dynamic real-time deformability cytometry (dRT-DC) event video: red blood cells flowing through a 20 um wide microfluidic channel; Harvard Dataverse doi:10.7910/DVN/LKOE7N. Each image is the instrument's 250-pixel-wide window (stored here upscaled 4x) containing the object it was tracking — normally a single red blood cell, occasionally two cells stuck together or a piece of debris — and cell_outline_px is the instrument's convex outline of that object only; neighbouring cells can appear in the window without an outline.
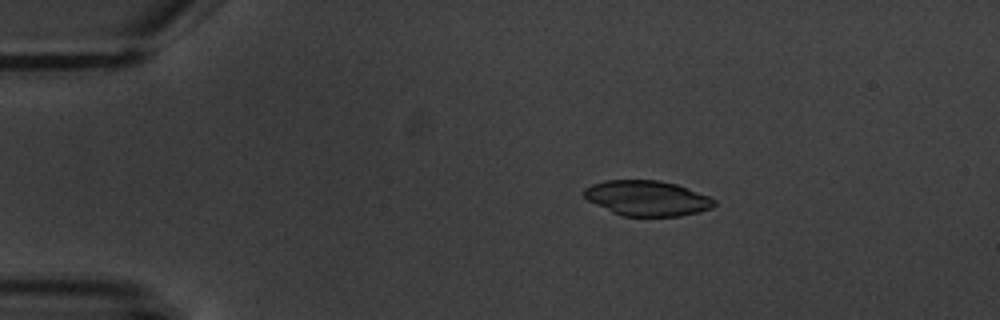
{"species": "common noctule bat (a hibernating species)", "species_latin": "Nyctalus noctula", "temperature_condition": "warm", "stored_images_in_passage": 4, "camera_frame_rate_fps": 3000, "um_per_image_px": 0.085, "animal": {"sex": "male", "body_mass_g": 20.1, "forearm_length_mm": 53.5}, "frame": {"image": 1, "passage_image": 2, "time_ms": 1.0, "image_size_px": [1000, 320], "cell_outline_px": [[716, 204], [712, 208], [700, 212], [680, 216], [620, 216], [588, 200], [584, 196], [584, 188], [592, 184], [604, 180], [656, 180], [676, 184], [708, 196], [716, 200]], "centroid_in_image_um": [55.01, 16.85], "position_along_channel_um": 30.0, "area_um2": 26.7}}
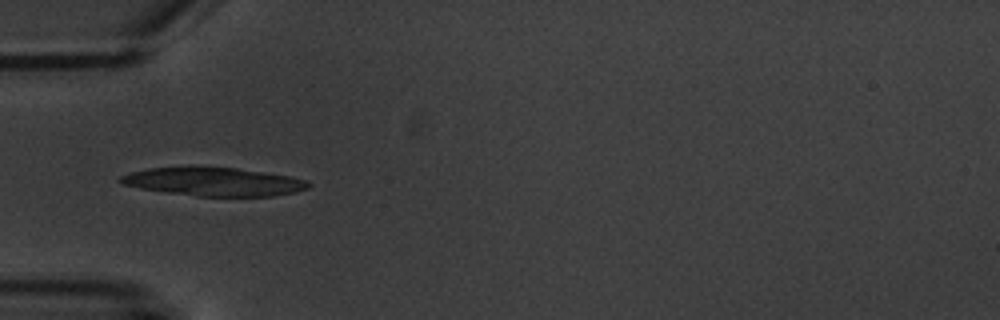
{"frame": {"image": 2, "passage_image": 4, "time_ms": 3.667, "image_size_px": [1000, 320], "cell_outline_px": [[312, 184], [308, 188], [296, 192], [276, 196], [196, 196], [140, 188], [120, 184], [116, 180], [120, 176], [132, 172], [148, 168], [236, 168], [292, 176], [308, 180]], "centroid_in_image_um": [18.22, 15.46], "position_along_channel_um": 66.8, "area_um2": 30.87}}